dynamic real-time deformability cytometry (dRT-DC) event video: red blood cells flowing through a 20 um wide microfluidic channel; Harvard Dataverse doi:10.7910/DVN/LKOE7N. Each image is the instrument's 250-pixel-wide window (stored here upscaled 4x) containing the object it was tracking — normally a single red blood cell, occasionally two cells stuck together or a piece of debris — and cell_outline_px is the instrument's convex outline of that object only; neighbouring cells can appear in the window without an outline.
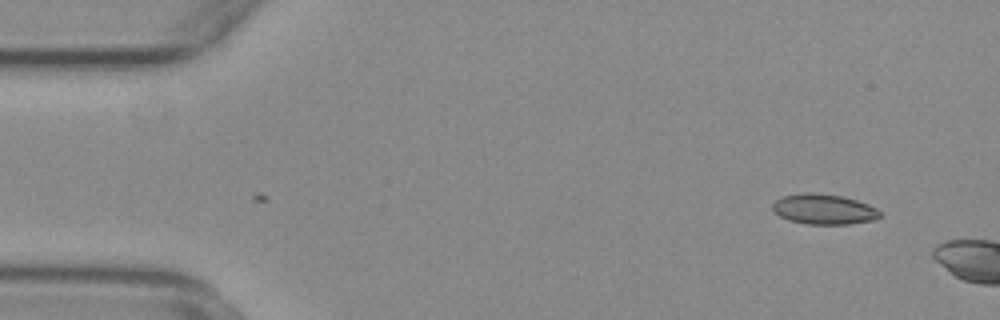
{"species": "common noctule bat (a hibernating species)", "species_latin": "Nyctalus noctula", "temperature_condition": "warm", "stored_images_in_passage": 5, "camera_frame_rate_fps": 3000, "um_per_image_px": 0.085, "animal": {"sex": "female", "body_mass_g": 29.2, "forearm_length_mm": 56.3}, "frame": {"image": 1, "passage_image": 5, "time_ms": 1.333, "image_size_px": [1000, 320], "cell_outline_px": [[880, 216], [872, 220], [848, 224], [804, 224], [788, 220], [780, 216], [772, 208], [772, 204], [780, 196], [804, 192], [812, 192], [840, 196], [856, 200], [868, 204], [876, 208], [880, 212]], "centroid_in_image_um": [69.98, 17.78], "position_along_channel_um": 15.0, "area_um2": 18.9}}